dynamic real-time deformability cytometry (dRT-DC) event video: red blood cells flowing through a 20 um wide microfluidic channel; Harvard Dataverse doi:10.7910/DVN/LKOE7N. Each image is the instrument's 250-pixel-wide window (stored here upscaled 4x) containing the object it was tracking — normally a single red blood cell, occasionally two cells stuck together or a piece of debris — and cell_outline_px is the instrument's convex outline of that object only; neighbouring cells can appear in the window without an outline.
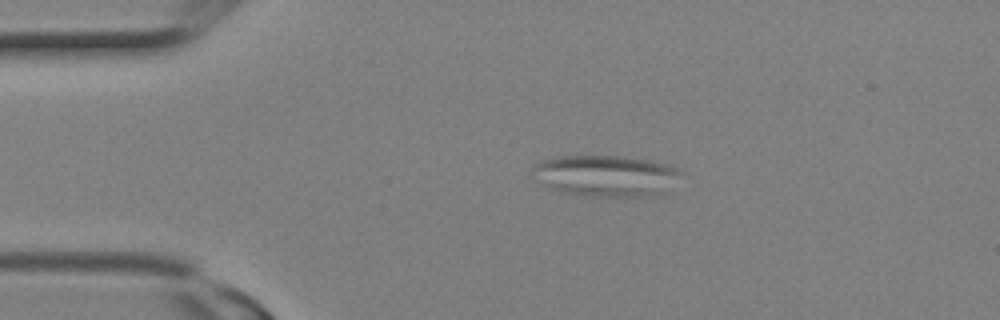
{"species": "Egyptian fruit bat (a non-hibernating species)", "species_latin": "Rousettus aegyptiacus", "temperature_condition": "room temperature", "stored_images_in_passage": 11, "camera_frame_rate_fps": 3000, "um_per_image_px": 0.085, "animal": {"sex": "female"}, "frame": {"image": 1, "passage_image": 2, "time_ms": 0.333, "image_size_px": [1000, 320], "cell_outline_px": [[680, 172], [668, 192], [660, 196], [584, 196], [560, 192], [536, 180], [532, 176], [532, 164], [540, 160], [552, 156], [624, 156], [652, 160], [668, 164], [676, 168]], "centroid_in_image_um": [51.46, 14.93], "position_along_channel_um": 33.5, "area_um2": 36.24}}
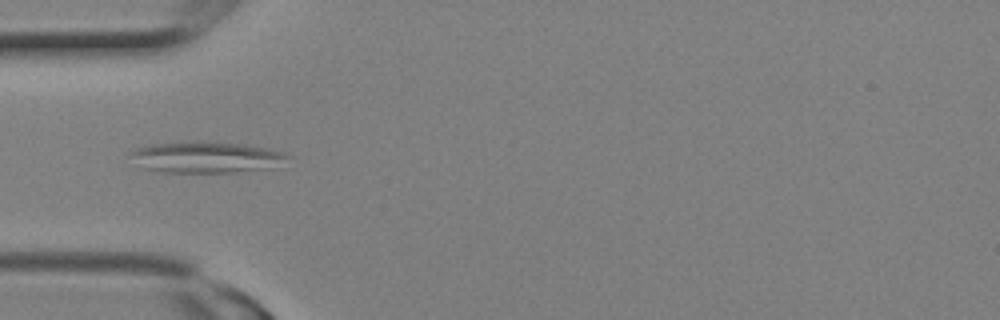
{"frame": {"image": 2, "passage_image": 5, "time_ms": 1.333, "image_size_px": [1000, 320], "cell_outline_px": [[292, 156], [268, 168], [236, 172], [164, 172], [144, 168], [128, 152], [136, 148], [152, 144], [196, 140], [244, 144], [268, 148], [284, 152]], "centroid_in_image_um": [17.53, 13.34], "position_along_channel_um": 67.5, "area_um2": 28.44}}